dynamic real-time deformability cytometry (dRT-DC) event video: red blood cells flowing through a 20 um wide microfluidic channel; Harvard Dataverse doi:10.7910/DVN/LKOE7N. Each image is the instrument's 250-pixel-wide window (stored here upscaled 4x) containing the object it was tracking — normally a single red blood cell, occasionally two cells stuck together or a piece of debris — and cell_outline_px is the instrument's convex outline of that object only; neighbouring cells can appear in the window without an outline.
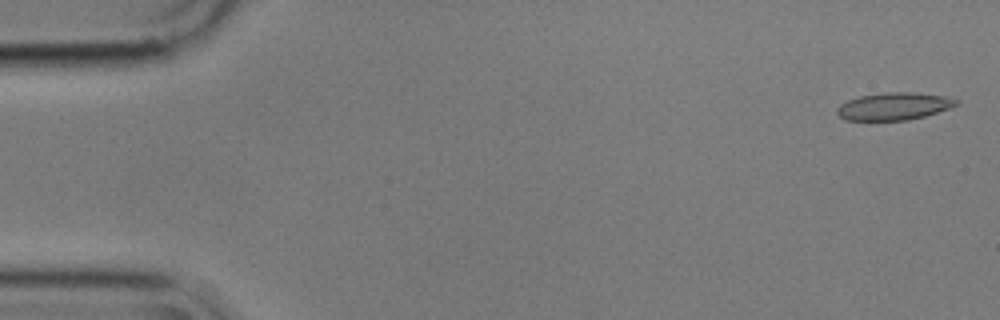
{"species": "common noctule bat (a hibernating species)", "species_latin": "Nyctalus noctula", "temperature_condition": "cold", "stored_images_in_passage": 47, "camera_frame_rate_fps": 3000, "um_per_image_px": 0.085, "animal": {"sex": "male", "body_mass_g": 17.9}, "frame": {"image": 1, "passage_image": 2, "time_ms": 0.333, "image_size_px": [1000, 320], "cell_outline_px": [[960, 104], [924, 116], [908, 120], [844, 120], [836, 112], [836, 108], [840, 104], [848, 100], [860, 96], [884, 92], [912, 92], [948, 96], [960, 100]], "centroid_in_image_um": [76.0, 9.02], "position_along_channel_um": 9.0, "area_um2": 19.13}}
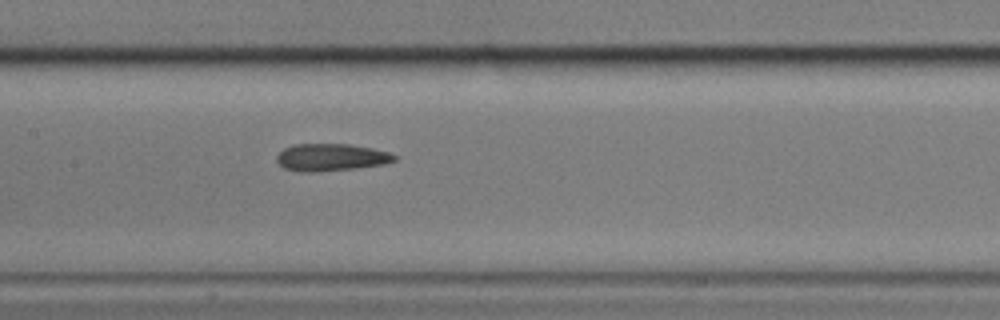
{"frame": {"image": 2, "passage_image": 27, "time_ms": 8.667, "image_size_px": [1000, 320], "cell_outline_px": [[396, 160], [384, 164], [356, 168], [312, 172], [300, 172], [284, 168], [276, 160], [276, 156], [284, 148], [296, 144], [352, 144], [372, 148], [388, 152], [396, 156]], "centroid_in_image_um": [28.13, 13.37], "position_along_channel_um": 179.3, "area_um2": 18.67}}
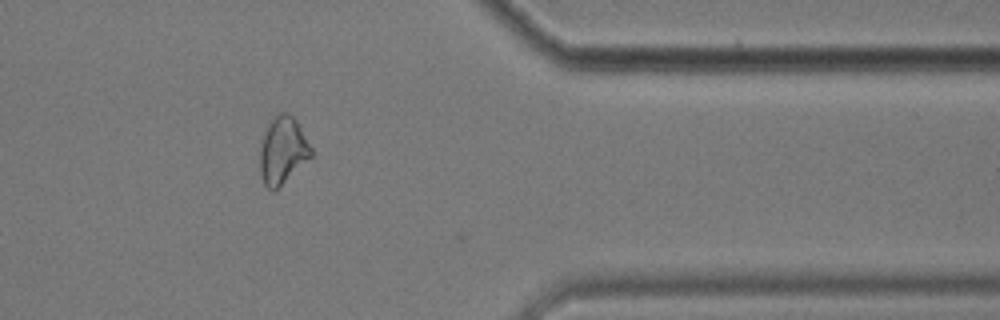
{"frame": {"image": 3, "passage_image": 46, "time_ms": 15.0, "image_size_px": [1000, 320], "cell_outline_px": [[312, 156], [276, 192], [272, 192], [264, 184], [260, 176], [260, 140], [272, 116], [280, 112], [288, 112], [296, 120], [312, 148]], "centroid_in_image_um": [24.01, 12.81], "position_along_channel_um": 387.4, "area_um2": 20.52}, "authors_computed_cell_mechanics": {"area_um2": 18.785, "velocity_mm_per_s": 3.5643, "shape_relaxation_time_tau1_ms": 9.4451, "shape_relaxation_time_tau2_ms": 4.426, "deformation_change_tau1": 0.1886, "deformation_change_tau2": 0.1245}}